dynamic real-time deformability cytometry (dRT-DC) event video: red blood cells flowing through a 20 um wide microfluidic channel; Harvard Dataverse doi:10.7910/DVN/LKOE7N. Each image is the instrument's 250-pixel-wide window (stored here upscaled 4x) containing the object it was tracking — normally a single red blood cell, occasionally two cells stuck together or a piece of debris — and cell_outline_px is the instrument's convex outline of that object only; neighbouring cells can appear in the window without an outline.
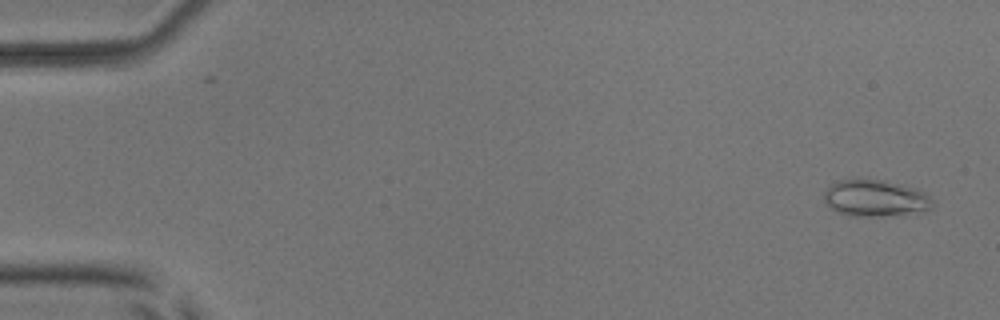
{"species": "common noctule bat (a hibernating species)", "species_latin": "Nyctalus noctula", "temperature_condition": "room temperature", "stored_images_in_passage": 53, "camera_frame_rate_fps": 3000, "um_per_image_px": 0.085, "animal": {"sex": "male", "body_mass_g": 17.9, "forearm_length_mm": 54.2}, "frame": {"image": 1, "passage_image": 3, "time_ms": 0.667, "image_size_px": [1000, 320], "cell_outline_px": [[936, 204], [932, 208], [924, 212], [880, 216], [852, 216], [840, 212], [832, 208], [824, 200], [824, 192], [832, 184], [840, 180], [884, 180], [904, 184], [916, 188], [924, 192]], "centroid_in_image_um": [74.48, 16.85], "position_along_channel_um": 10.5, "area_um2": 23.12}}
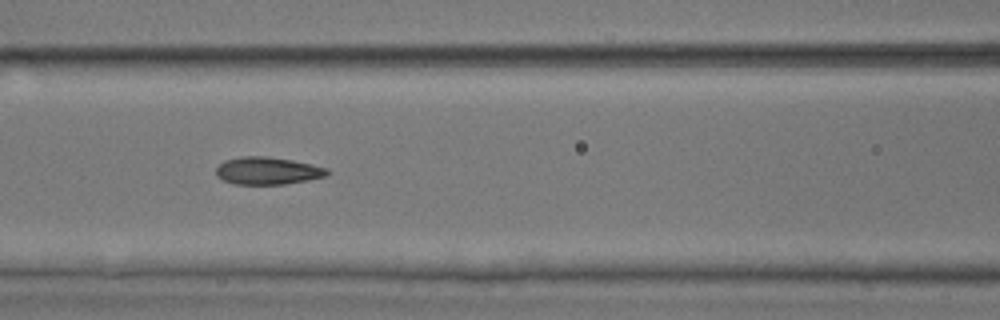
{"frame": {"image": 2, "passage_image": 24, "time_ms": 7.667, "image_size_px": [1000, 320], "cell_outline_px": [[328, 172], [324, 176], [308, 180], [284, 184], [236, 184], [224, 180], [216, 176], [216, 168], [224, 160], [240, 156], [268, 156], [292, 160], [312, 164], [328, 168]], "centroid_in_image_um": [22.72, 14.5], "position_along_channel_um": 143.9, "area_um2": 17.74}}
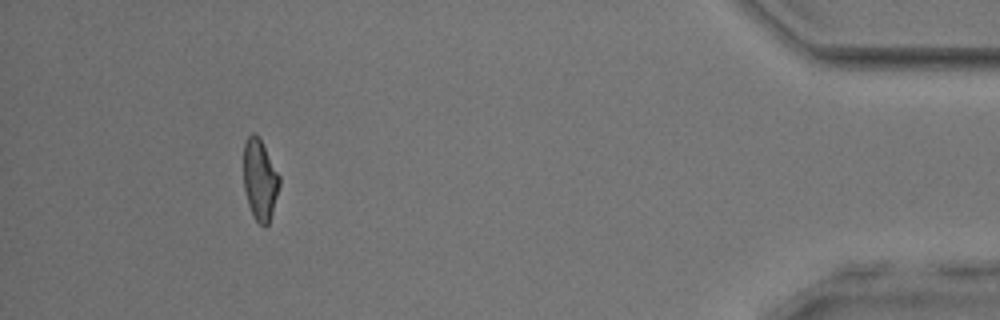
{"frame": {"image": 3, "passage_image": 49, "time_ms": 16.0, "image_size_px": [1000, 320], "cell_outline_px": [[280, 184], [272, 212], [268, 224], [264, 228], [252, 216], [248, 204], [244, 188], [244, 140], [252, 132], [260, 140], [280, 176]], "centroid_in_image_um": [22.08, 15.31], "position_along_channel_um": 413.1, "area_um2": 16.7}, "authors_computed_cell_mechanics": {"area_um2": 17.7446, "velocity_mm_per_s": 3.9526, "shape_relaxation_time_tau1_ms": 4.4879, "shape_relaxation_time_tau2_ms": 1.6792, "deformation_change_tau1": 0.1555, "deformation_change_tau2": 0.0861}}